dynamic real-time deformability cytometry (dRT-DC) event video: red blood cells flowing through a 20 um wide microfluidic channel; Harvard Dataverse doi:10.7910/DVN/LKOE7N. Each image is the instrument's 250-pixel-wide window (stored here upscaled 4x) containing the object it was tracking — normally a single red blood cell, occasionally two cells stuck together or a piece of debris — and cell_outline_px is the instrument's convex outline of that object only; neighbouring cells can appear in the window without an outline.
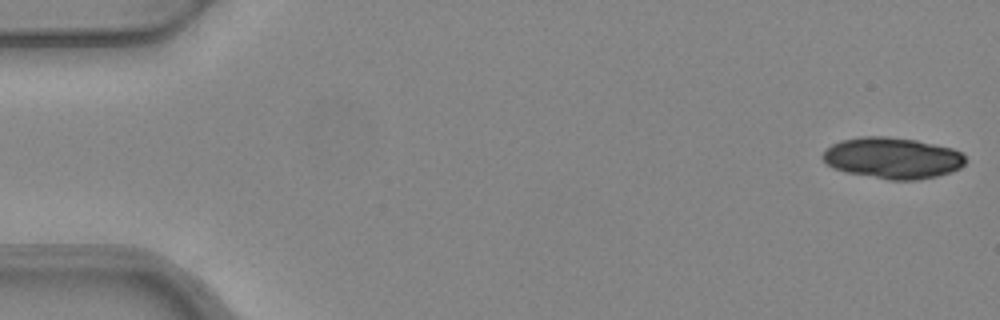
{"species": "common noctule bat (a hibernating species)", "species_latin": "Nyctalus noctula", "temperature_condition": "warm", "stored_images_in_passage": 5, "segment_of_instrument_passage": [1, 2], "camera_frame_rate_fps": 3000, "um_per_image_px": 0.085, "animal": {"sex": "female", "body_mass_g": 24.6, "forearm_length_mm": 56.2}, "frame": {"image": 1, "passage_image": 1, "time_ms": 0.0, "image_size_px": [1000, 320], "cell_outline_px": [[968, 160], [960, 168], [952, 172], [936, 176], [916, 180], [888, 180], [844, 172], [832, 168], [820, 156], [824, 148], [840, 140], [860, 136], [888, 136], [916, 140], [936, 144], [952, 148], [960, 152]], "centroid_in_image_um": [75.83, 13.43], "position_along_channel_um": 9.2, "area_um2": 34.8}}